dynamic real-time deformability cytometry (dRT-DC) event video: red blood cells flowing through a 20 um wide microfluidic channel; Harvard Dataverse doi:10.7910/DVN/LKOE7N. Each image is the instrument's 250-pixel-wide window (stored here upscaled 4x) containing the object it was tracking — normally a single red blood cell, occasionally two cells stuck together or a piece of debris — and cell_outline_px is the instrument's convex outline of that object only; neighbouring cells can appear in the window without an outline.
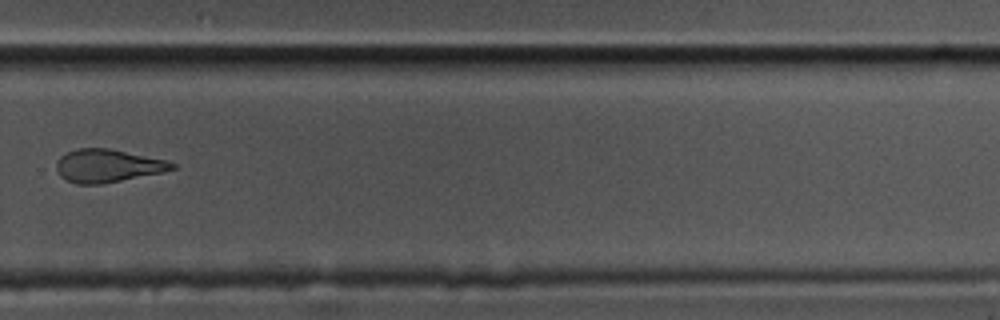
{"species": "common noctule bat (a hibernating species)", "species_latin": "Nyctalus noctula", "temperature_condition": "cold", "stored_images_in_passage": 11, "camera_frame_rate_fps": 3000, "um_per_image_px": 0.085, "animal": {"sex": "male", "body_mass_g": 17.5, "forearm_length_mm": 52.3}, "frame": {"image": 1, "passage_image": 8, "time_ms": 2.333, "image_size_px": [1000, 320], "cell_outline_px": [[176, 168], [164, 172], [100, 184], [76, 184], [60, 176], [56, 168], [56, 164], [60, 156], [76, 148], [108, 148], [164, 160], [176, 164]], "centroid_in_image_um": [9.13, 14.09], "position_along_channel_um": 320.7, "area_um2": 21.96}}